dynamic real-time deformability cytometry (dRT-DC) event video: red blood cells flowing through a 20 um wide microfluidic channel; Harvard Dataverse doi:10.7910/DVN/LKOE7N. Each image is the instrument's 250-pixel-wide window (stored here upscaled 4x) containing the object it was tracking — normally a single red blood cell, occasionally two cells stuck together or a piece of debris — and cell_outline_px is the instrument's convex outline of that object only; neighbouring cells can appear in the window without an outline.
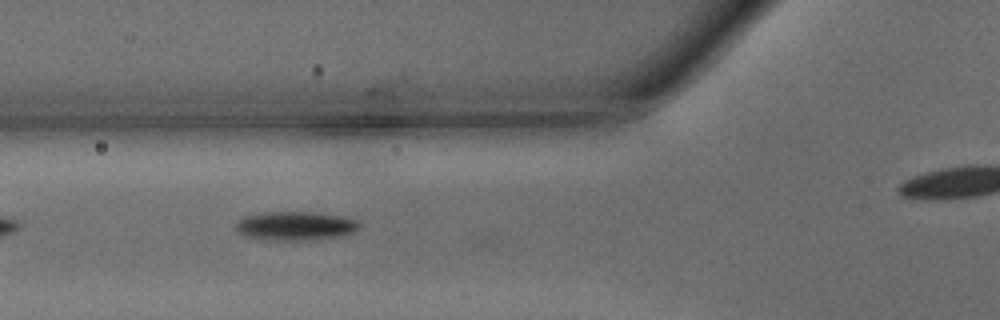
{"species": "common noctule bat (a hibernating species)", "species_latin": "Nyctalus noctula", "temperature_condition": "warm", "stored_images_in_passage": 20, "camera_frame_rate_fps": 3000, "um_per_image_px": 0.085, "animal": {"sex": "male", "body_mass_g": 15.6}, "frame": {"image": 1, "passage_image": 4, "time_ms": 1.0, "image_size_px": [1000, 320], "cell_outline_px": [[360, 228], [356, 232], [340, 236], [304, 240], [268, 240], [244, 236], [236, 228], [236, 224], [244, 216], [264, 212], [308, 212], [344, 216], [356, 220], [360, 224]], "centroid_in_image_um": [25.14, 19.2], "position_along_channel_um": 100.7, "area_um2": 20.69}}